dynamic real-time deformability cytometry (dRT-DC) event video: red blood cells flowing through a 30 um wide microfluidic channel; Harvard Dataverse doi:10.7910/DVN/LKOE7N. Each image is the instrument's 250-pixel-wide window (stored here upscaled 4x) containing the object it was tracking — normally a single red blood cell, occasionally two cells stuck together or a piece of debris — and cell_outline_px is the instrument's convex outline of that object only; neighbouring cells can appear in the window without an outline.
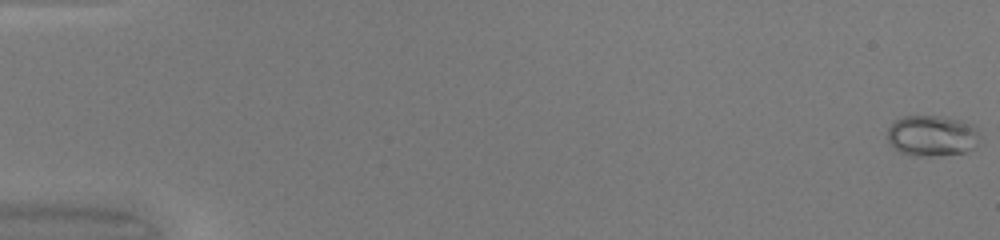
{"species": "common noctule bat (a hibernating species)", "species_latin": "Nyctalus noctula", "temperature_condition": "warm", "stored_images_in_passage": 50, "camera_frame_rate_fps": 3000, "um_per_image_px": 0.085, "animal": {"sex": "female", "body_mass_g": 20.0, "forearm_length_mm": 54.0}, "frame": {"image": 1, "passage_image": 1, "time_ms": 0.0, "image_size_px": [1000, 240], "cell_outline_px": [[980, 136], [976, 148], [964, 152], [932, 156], [908, 156], [892, 148], [888, 140], [888, 128], [896, 120], [904, 116], [940, 116], [960, 120], [972, 124], [980, 132]], "centroid_in_image_um": [79.23, 11.55], "position_along_channel_um": 5.8, "area_um2": 22.31}}
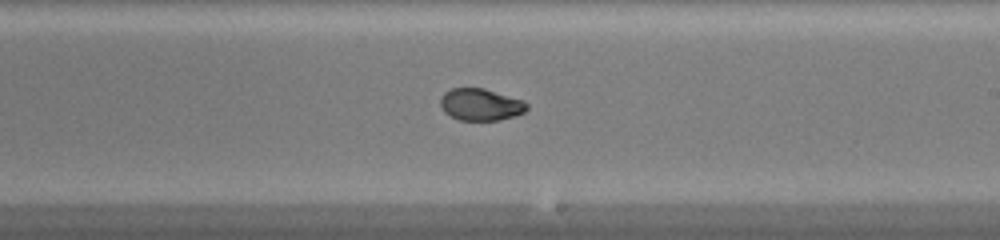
{"frame": {"image": 2, "passage_image": 31, "time_ms": 10.0, "image_size_px": [1000, 240], "cell_outline_px": [[528, 108], [524, 112], [516, 116], [500, 120], [460, 120], [444, 112], [440, 104], [440, 96], [444, 92], [452, 88], [484, 88], [524, 100], [528, 104]], "centroid_in_image_um": [40.87, 8.88], "position_along_channel_um": 248.1, "area_um2": 16.24}}
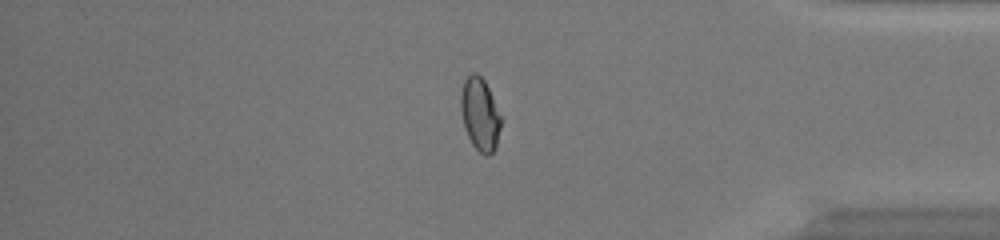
{"frame": {"image": 3, "passage_image": 43, "time_ms": 14.0, "image_size_px": [1000, 240], "cell_outline_px": [[500, 128], [496, 148], [488, 156], [484, 156], [472, 144], [464, 128], [460, 108], [460, 92], [464, 80], [472, 72], [476, 72], [484, 80], [488, 88], [500, 116]], "centroid_in_image_um": [40.77, 9.72], "position_along_channel_um": 394.4, "area_um2": 16.94}, "authors_computed_cell_mechanics": {"area_um2": 17.34, "velocity_mm_per_s": 4.2357, "shape_relaxation_time_tau1_ms": 10.2723, "shape_relaxation_time_tau2_ms": 1.0399, "deformation_change_tau1": 0.2964, "deformation_change_tau2": 0.0269}}